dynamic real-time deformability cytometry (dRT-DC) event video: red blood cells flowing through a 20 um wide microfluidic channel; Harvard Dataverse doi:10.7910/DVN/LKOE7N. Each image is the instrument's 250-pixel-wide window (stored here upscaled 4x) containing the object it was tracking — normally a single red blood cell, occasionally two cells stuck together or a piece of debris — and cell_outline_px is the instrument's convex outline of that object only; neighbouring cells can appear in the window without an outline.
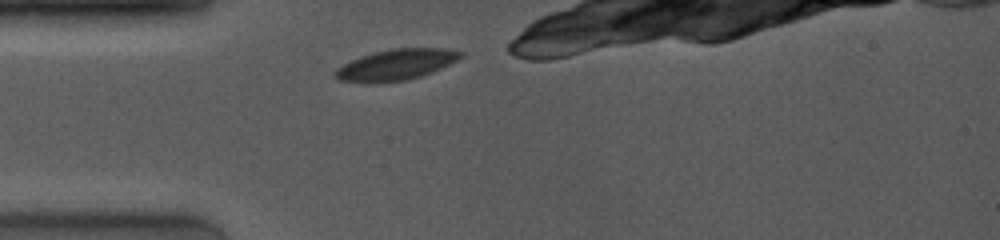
{"species": "common noctule bat (a hibernating species)", "species_latin": "Nyctalus noctula", "temperature_condition": "room temperature", "stored_images_in_passage": 7, "camera_frame_rate_fps": 4000, "um_per_image_px": 0.085, "animal": {"sex": "female", "body_mass_g": 19.0, "forearm_length_mm": 53.3}, "frame": {"image": 1, "passage_image": 1, "time_ms": 0.0, "image_size_px": [1000, 240], "cell_outline_px": [[464, 56], [432, 72], [408, 80], [340, 80], [332, 76], [332, 72], [336, 68], [360, 56], [392, 48], [448, 48], [464, 52]], "centroid_in_image_um": [33.72, 5.45], "position_along_channel_um": 51.3, "area_um2": 21.79}}
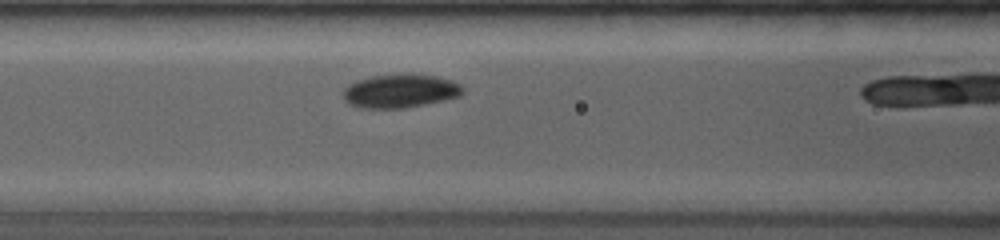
{"frame": {"image": 2, "passage_image": 7, "time_ms": 2.25, "image_size_px": [1000, 240], "cell_outline_px": [[464, 92], [460, 96], [444, 100], [404, 108], [360, 108], [348, 104], [344, 100], [344, 88], [348, 84], [356, 80], [372, 76], [436, 76], [452, 80], [460, 84], [464, 88]], "centroid_in_image_um": [34.0, 7.77], "position_along_channel_um": 132.6, "area_um2": 22.95}}